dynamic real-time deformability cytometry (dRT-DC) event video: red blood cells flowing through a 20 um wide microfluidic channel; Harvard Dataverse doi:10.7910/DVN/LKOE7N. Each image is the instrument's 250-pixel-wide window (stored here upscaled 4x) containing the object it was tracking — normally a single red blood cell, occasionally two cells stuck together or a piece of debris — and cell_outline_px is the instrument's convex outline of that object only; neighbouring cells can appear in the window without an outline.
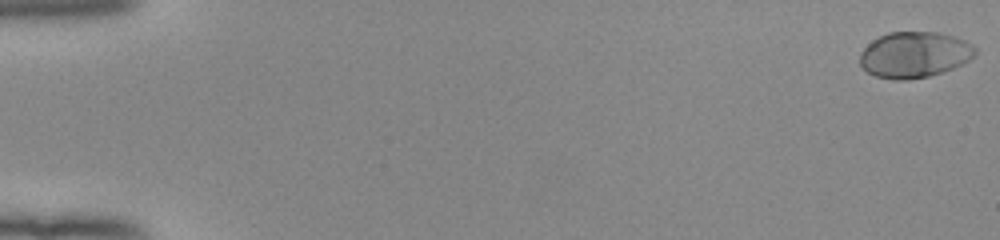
{"species": "human", "species_latin": "Homo sapiens", "temperature_condition": "room temperature", "stored_images_in_passage": 53, "camera_frame_rate_fps": 3000, "um_per_image_px": 0.085, "donor": {"sex": "female"}, "frame": {"image": 1, "passage_image": 1, "time_ms": 0.0, "image_size_px": [1000, 240], "cell_outline_px": [[976, 52], [968, 60], [952, 68], [928, 76], [904, 80], [892, 80], [876, 76], [868, 72], [860, 64], [860, 52], [872, 40], [888, 32], [936, 32], [952, 36], [964, 40], [972, 44], [976, 48]], "centroid_in_image_um": [77.69, 4.64], "position_along_channel_um": 7.3, "area_um2": 30.58}}
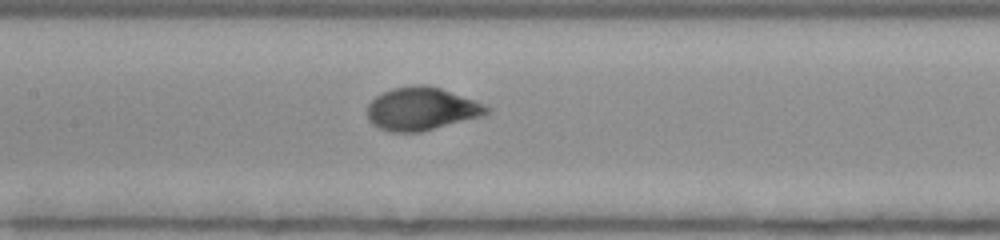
{"frame": {"image": 2, "passage_image": 27, "time_ms": 8.667, "image_size_px": [1000, 240], "cell_outline_px": [[492, 108], [484, 116], [420, 132], [388, 132], [372, 124], [368, 120], [368, 104], [376, 96], [392, 88], [412, 84], [424, 84], [440, 88], [484, 104]], "centroid_in_image_um": [35.82, 9.25], "position_along_channel_um": 171.6, "area_um2": 29.94}}
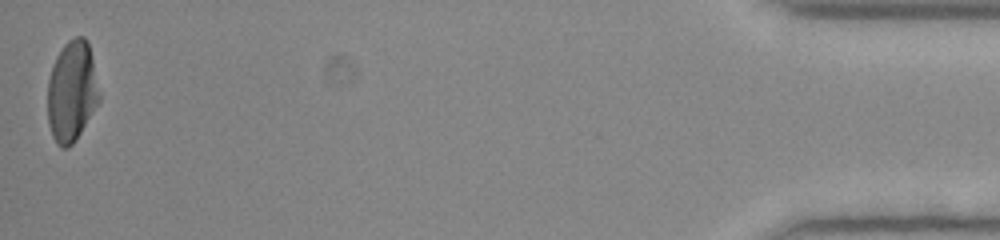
{"frame": {"image": 3, "passage_image": 53, "time_ms": 17.333, "image_size_px": [1000, 240], "cell_outline_px": [[100, 100], [76, 140], [68, 148], [60, 148], [56, 144], [52, 136], [48, 124], [48, 80], [52, 64], [56, 56], [64, 44], [68, 40], [76, 36], [84, 36], [88, 40], [92, 56], [100, 96]], "centroid_in_image_um": [6.1, 7.76], "position_along_channel_um": 429.1, "area_um2": 30.63}, "authors_computed_cell_mechanics": {"area_um2": 29.5936, "velocity_mm_per_s": 3.9638, "shape_relaxation_time_tau1_ms": 2.5996, "shape_relaxation_time_tau2_ms": null, "deformation_change_tau1": 0.1932, "deformation_change_tau2": null}}